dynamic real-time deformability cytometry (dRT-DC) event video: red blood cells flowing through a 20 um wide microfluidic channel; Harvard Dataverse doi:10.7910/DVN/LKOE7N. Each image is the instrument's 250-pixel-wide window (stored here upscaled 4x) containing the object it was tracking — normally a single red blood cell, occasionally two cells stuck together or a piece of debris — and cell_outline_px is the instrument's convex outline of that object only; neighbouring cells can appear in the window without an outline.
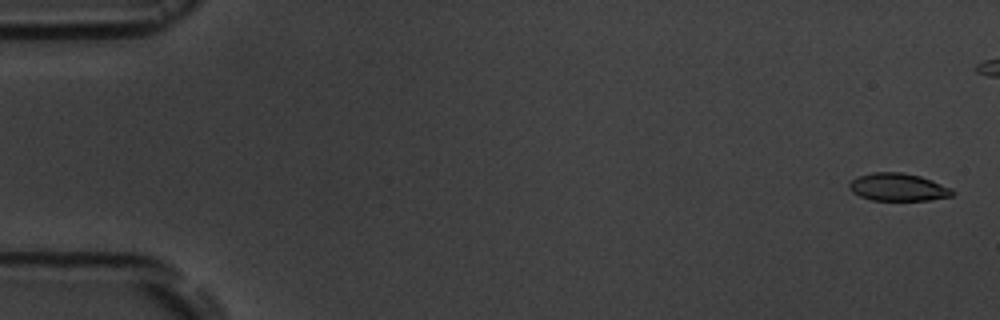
{"species": "common noctule bat (a hibernating species)", "species_latin": "Nyctalus noctula", "temperature_condition": "room temperature", "stored_images_in_passage": 6, "camera_frame_rate_fps": 3000, "um_per_image_px": 0.085, "animal": {"sex": "male", "body_mass_g": 19.5, "forearm_length_mm": 54.6}, "frame": {"image": 1, "passage_image": 1, "time_ms": 0.0, "image_size_px": [1000, 320], "cell_outline_px": [[956, 192], [952, 196], [928, 200], [872, 200], [860, 196], [852, 192], [848, 188], [848, 184], [856, 176], [872, 172], [900, 172], [920, 176], [932, 180], [952, 188]], "centroid_in_image_um": [76.33, 15.9], "position_along_channel_um": 8.7, "area_um2": 16.76}}